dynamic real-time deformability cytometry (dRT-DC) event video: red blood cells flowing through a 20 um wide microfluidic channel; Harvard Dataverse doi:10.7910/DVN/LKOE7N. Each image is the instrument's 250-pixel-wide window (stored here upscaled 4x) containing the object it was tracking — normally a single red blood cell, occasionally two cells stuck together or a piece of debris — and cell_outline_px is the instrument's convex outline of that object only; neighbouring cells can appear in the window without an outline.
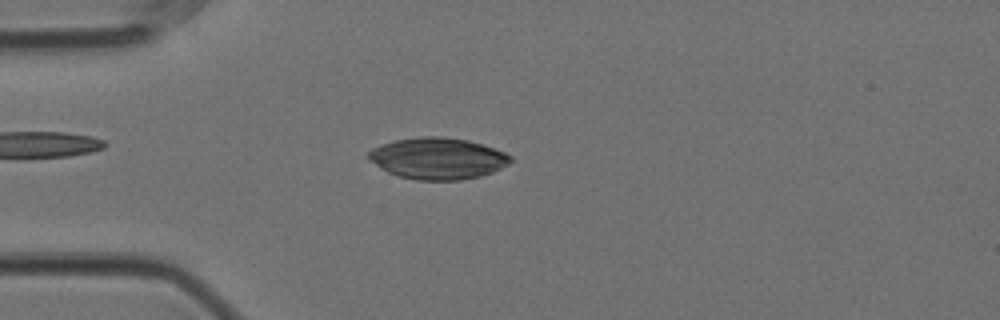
{"species": "Egyptian fruit bat (a non-hibernating species)", "species_latin": "Rousettus aegyptiacus", "temperature_condition": "cold", "stored_images_in_passage": 53, "camera_frame_rate_fps": 3000, "um_per_image_px": 0.085, "animal": {"sex": "female"}, "frame": {"image": 1, "passage_image": 14, "time_ms": 4.333, "image_size_px": [1000, 320], "cell_outline_px": [[512, 160], [508, 164], [492, 172], [480, 176], [460, 180], [416, 180], [400, 176], [388, 172], [380, 168], [368, 156], [368, 152], [372, 148], [380, 144], [396, 140], [416, 136], [440, 136], [468, 140], [504, 152], [512, 156]], "centroid_in_image_um": [37.2, 13.46], "position_along_channel_um": 47.8, "area_um2": 34.16}}
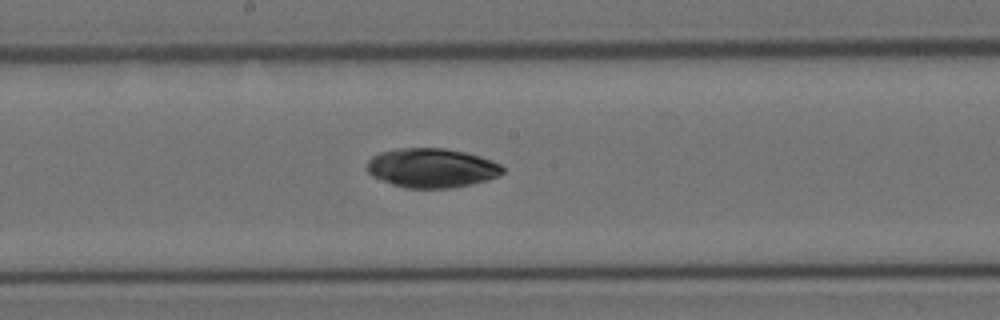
{"frame": {"image": 2, "passage_image": 29, "time_ms": 9.333, "image_size_px": [1000, 320], "cell_outline_px": [[504, 172], [500, 176], [488, 180], [452, 188], [404, 188], [380, 180], [372, 176], [368, 172], [368, 160], [372, 156], [380, 152], [396, 148], [444, 148], [464, 152], [480, 156], [492, 160], [500, 164], [504, 168]], "centroid_in_image_um": [36.7, 14.28], "position_along_channel_um": 211.5, "area_um2": 31.27}}
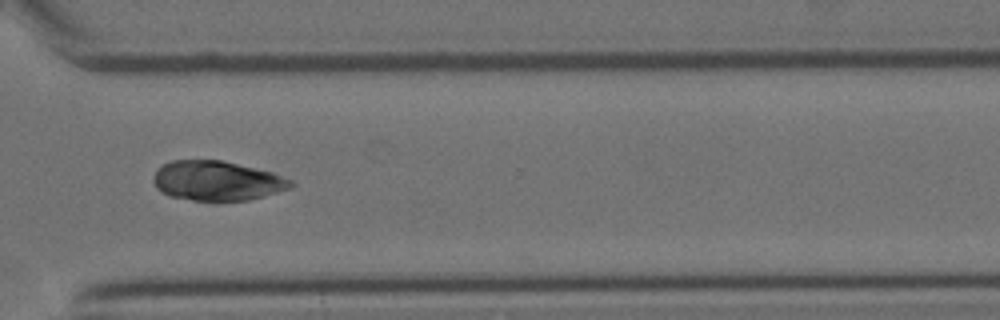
{"frame": {"image": 3, "passage_image": 41, "time_ms": 13.333, "image_size_px": [1000, 320], "cell_outline_px": [[296, 184], [288, 188], [264, 196], [248, 200], [192, 200], [168, 196], [156, 188], [152, 180], [152, 176], [156, 168], [172, 160], [220, 160], [272, 172], [292, 180]], "centroid_in_image_um": [18.39, 15.36], "position_along_channel_um": 352.2, "area_um2": 31.67}}